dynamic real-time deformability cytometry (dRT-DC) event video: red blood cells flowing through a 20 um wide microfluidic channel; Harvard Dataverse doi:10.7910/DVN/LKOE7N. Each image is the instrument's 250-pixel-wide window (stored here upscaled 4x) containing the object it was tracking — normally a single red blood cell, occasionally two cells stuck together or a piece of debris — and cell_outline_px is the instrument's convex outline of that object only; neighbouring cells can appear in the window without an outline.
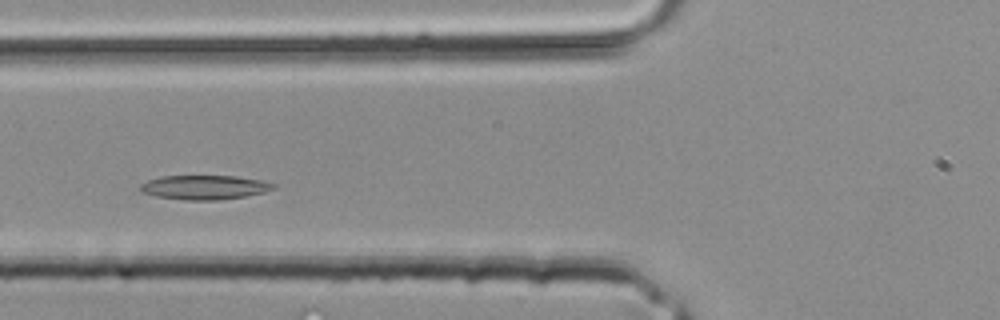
{"species": "common noctule bat (a hibernating species)", "species_latin": "Nyctalus noctula", "temperature_condition": "room temperature", "stored_images_in_passage": 26, "camera_frame_rate_fps": 3000, "um_per_image_px": 0.085, "animal": {"sex": "male", "body_mass_g": 20.4}, "frame": {"image": 1, "passage_image": 8, "time_ms": 2.333, "image_size_px": [1000, 320], "cell_outline_px": [[276, 188], [264, 192], [244, 196], [220, 200], [188, 200], [156, 196], [140, 192], [140, 184], [148, 180], [160, 176], [236, 176], [264, 180], [276, 184]], "centroid_in_image_um": [17.4, 15.91], "position_along_channel_um": 108.4, "area_um2": 18.9}}
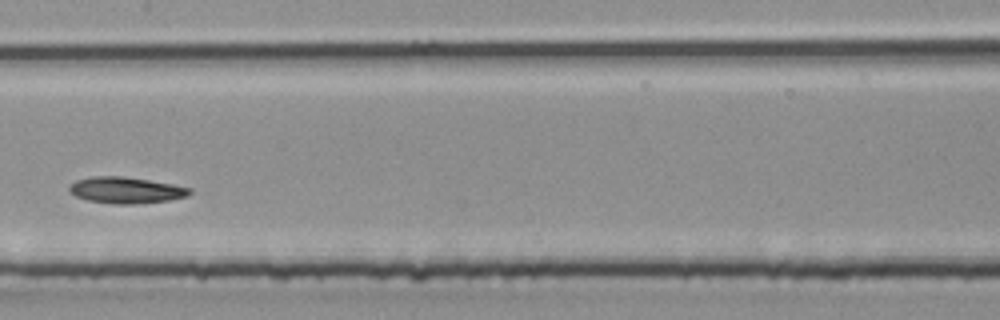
{"frame": {"image": 2, "passage_image": 13, "time_ms": 4.0, "image_size_px": [1000, 320], "cell_outline_px": [[192, 192], [188, 196], [168, 200], [136, 204], [112, 204], [88, 200], [76, 196], [68, 192], [68, 188], [76, 180], [92, 176], [124, 176], [172, 184], [192, 188]], "centroid_in_image_um": [10.7, 16.16], "position_along_channel_um": 196.7, "area_um2": 18.5}}
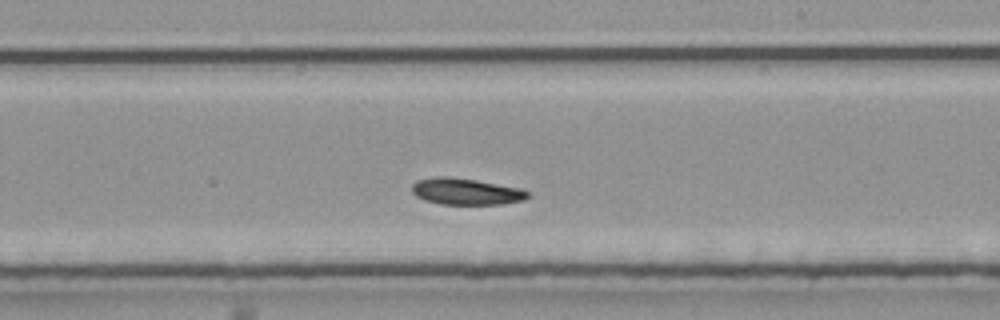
{"frame": {"image": 3, "passage_image": 16, "time_ms": 5.0, "image_size_px": [1000, 320], "cell_outline_px": [[528, 196], [524, 200], [500, 204], [440, 204], [424, 200], [416, 196], [412, 192], [412, 184], [416, 180], [436, 176], [448, 176], [476, 180], [520, 188], [528, 192]], "centroid_in_image_um": [39.56, 16.27], "position_along_channel_um": 249.4, "area_um2": 17.86}}